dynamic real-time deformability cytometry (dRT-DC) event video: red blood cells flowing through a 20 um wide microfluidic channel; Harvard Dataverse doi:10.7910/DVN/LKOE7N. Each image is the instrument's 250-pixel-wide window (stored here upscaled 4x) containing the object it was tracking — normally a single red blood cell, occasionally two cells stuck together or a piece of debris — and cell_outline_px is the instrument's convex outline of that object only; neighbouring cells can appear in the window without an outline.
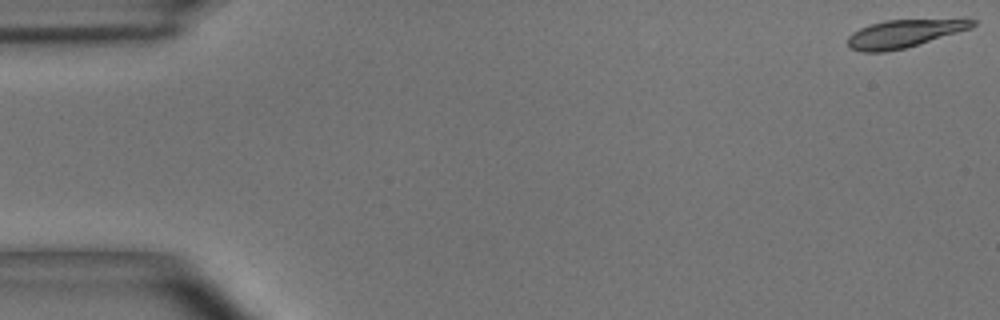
{"species": "common noctule bat (a hibernating species)", "species_latin": "Nyctalus noctula", "temperature_condition": "room temperature", "stored_images_in_passage": 5, "camera_frame_rate_fps": 3000, "um_per_image_px": 0.085, "animal": {"sex": "male", "body_mass_g": 15.6}, "frame": {"image": 1, "passage_image": 1, "time_ms": 0.0, "image_size_px": [1000, 320], "cell_outline_px": [[976, 24], [972, 28], [904, 48], [884, 52], [860, 52], [848, 48], [848, 36], [852, 32], [860, 28], [884, 20], [976, 20]], "centroid_in_image_um": [76.76, 2.87], "position_along_channel_um": 8.2, "area_um2": 19.83}}
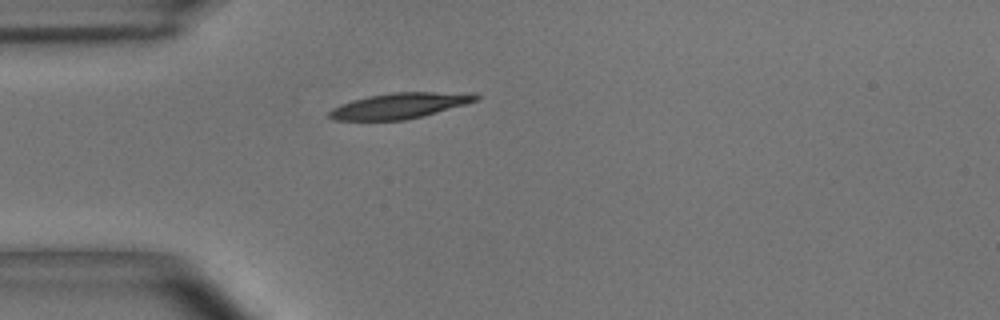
{"frame": {"image": 2, "passage_image": 5, "time_ms": 1.333, "image_size_px": [1000, 320], "cell_outline_px": [[480, 96], [476, 100], [464, 104], [420, 116], [404, 120], [332, 120], [328, 116], [328, 112], [332, 108], [340, 104], [352, 100], [368, 96], [392, 92], [472, 92]], "centroid_in_image_um": [33.92, 8.97], "position_along_channel_um": 51.1, "area_um2": 21.73}}